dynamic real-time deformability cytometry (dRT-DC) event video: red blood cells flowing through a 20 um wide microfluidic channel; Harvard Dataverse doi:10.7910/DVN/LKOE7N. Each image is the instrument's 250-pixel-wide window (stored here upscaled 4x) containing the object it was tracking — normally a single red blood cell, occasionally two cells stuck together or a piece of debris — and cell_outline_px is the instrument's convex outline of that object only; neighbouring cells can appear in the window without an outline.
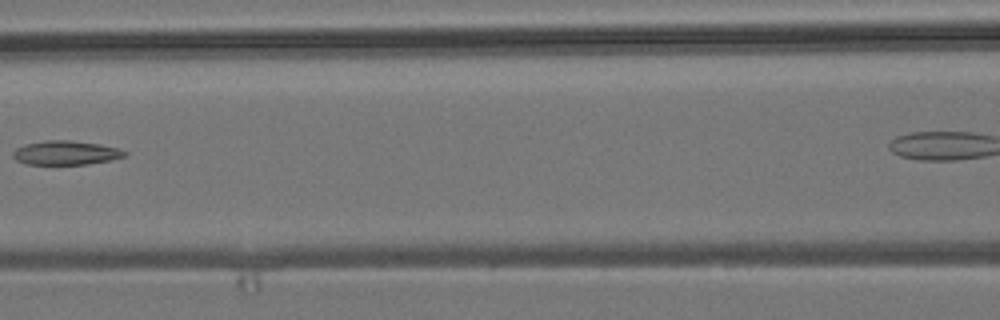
{"species": "common noctule bat (a hibernating species)", "species_latin": "Nyctalus noctula", "temperature_condition": "room temperature", "stored_images_in_passage": 7, "segment_of_instrument_passage": [1, 2], "camera_frame_rate_fps": 3000, "um_per_image_px": 0.085, "animal": {"sex": "male", "body_mass_g": 19.2, "forearm_length_mm": 51.8}, "frame": {"image": 1, "passage_image": 4, "time_ms": 3.667, "image_size_px": [1000, 320], "cell_outline_px": [[128, 152], [124, 156], [112, 160], [88, 164], [28, 164], [16, 160], [12, 156], [12, 152], [16, 148], [24, 144], [44, 140], [72, 140], [120, 148]], "centroid_in_image_um": [5.58, 12.98], "position_along_channel_um": 161.0, "area_um2": 15.72}}
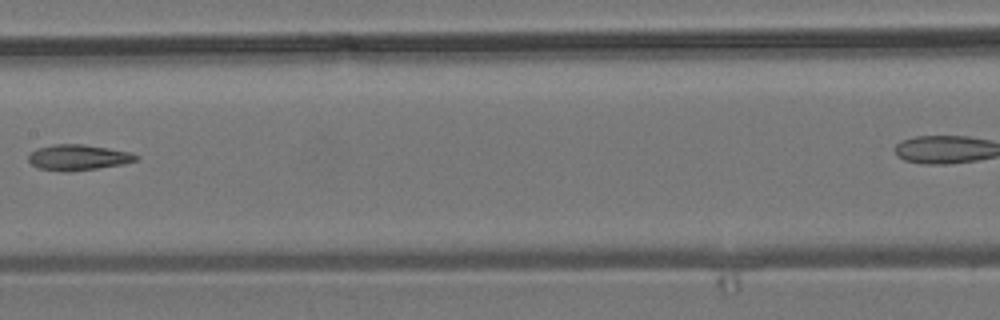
{"frame": {"image": 2, "passage_image": 5, "time_ms": 4.667, "image_size_px": [1000, 320], "cell_outline_px": [[140, 156], [136, 160], [124, 164], [68, 172], [40, 168], [32, 164], [28, 160], [28, 156], [32, 152], [40, 148], [56, 144], [84, 144], [108, 148], [128, 152]], "centroid_in_image_um": [6.66, 13.38], "position_along_channel_um": 200.7, "area_um2": 15.78}}
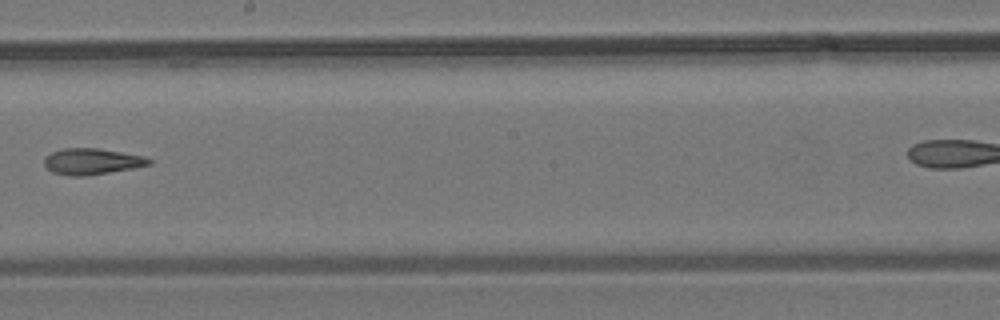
{"frame": {"image": 3, "passage_image": 6, "time_ms": 5.667, "image_size_px": [1000, 320], "cell_outline_px": [[152, 164], [132, 168], [88, 176], [72, 176], [52, 172], [44, 164], [44, 156], [52, 152], [64, 148], [100, 148], [144, 156], [152, 160]], "centroid_in_image_um": [7.81, 13.72], "position_along_channel_um": 240.4, "area_um2": 16.01}}